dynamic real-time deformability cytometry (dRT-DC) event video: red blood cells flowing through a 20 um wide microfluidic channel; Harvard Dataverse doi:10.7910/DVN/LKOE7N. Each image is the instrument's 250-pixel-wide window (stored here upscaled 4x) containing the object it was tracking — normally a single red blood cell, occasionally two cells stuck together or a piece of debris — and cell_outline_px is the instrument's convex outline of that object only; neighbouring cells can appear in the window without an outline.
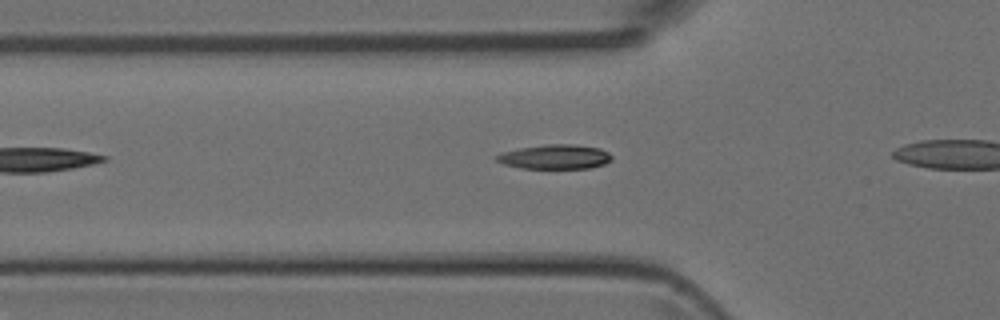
{"species": "Egyptian fruit bat (a non-hibernating species)", "species_latin": "Rousettus aegyptiacus", "temperature_condition": "room temperature", "stored_images_in_passage": 28, "camera_frame_rate_fps": 3000, "um_per_image_px": 0.085, "animal": {"sex": "female"}, "frame": {"image": 1, "passage_image": 6, "time_ms": 1.667, "image_size_px": [1000, 320], "cell_outline_px": [[612, 160], [604, 164], [588, 168], [520, 168], [504, 164], [496, 160], [496, 156], [504, 152], [520, 148], [544, 144], [572, 144], [600, 148], [608, 152], [612, 156]], "centroid_in_image_um": [47.2, 13.32], "position_along_channel_um": 78.6, "area_um2": 16.3}}
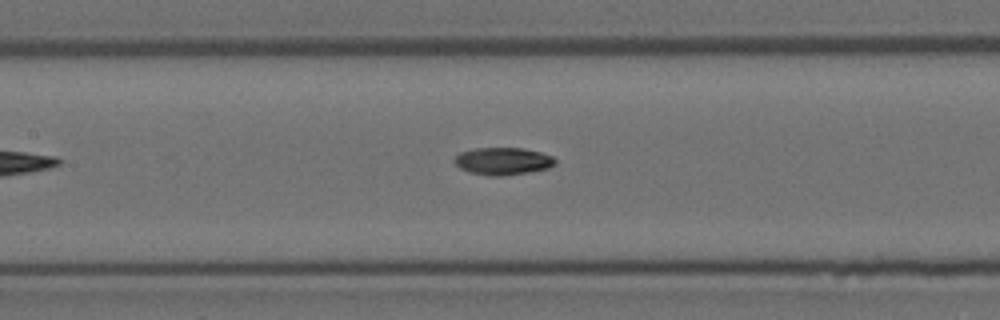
{"frame": {"image": 2, "passage_image": 12, "time_ms": 3.667, "image_size_px": [1000, 320], "cell_outline_px": [[556, 164], [548, 168], [528, 172], [504, 176], [492, 176], [468, 172], [460, 168], [452, 160], [460, 152], [476, 148], [524, 148], [540, 152], [552, 156], [556, 160]], "centroid_in_image_um": [42.74, 13.7], "position_along_channel_um": 164.7, "area_um2": 16.13}}
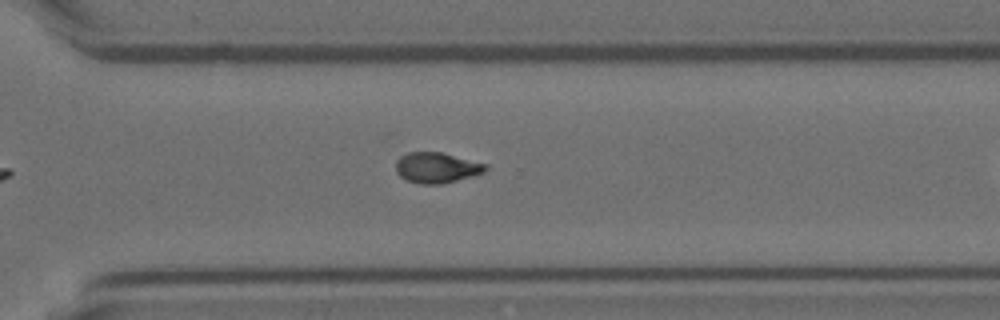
{"frame": {"image": 3, "passage_image": 24, "time_ms": 7.667, "image_size_px": [1000, 320], "cell_outline_px": [[488, 168], [484, 172], [472, 176], [440, 184], [420, 184], [408, 180], [400, 176], [396, 172], [396, 160], [400, 156], [408, 152], [440, 152], [488, 164]], "centroid_in_image_um": [37.11, 14.24], "position_along_channel_um": 333.5, "area_um2": 15.9}}